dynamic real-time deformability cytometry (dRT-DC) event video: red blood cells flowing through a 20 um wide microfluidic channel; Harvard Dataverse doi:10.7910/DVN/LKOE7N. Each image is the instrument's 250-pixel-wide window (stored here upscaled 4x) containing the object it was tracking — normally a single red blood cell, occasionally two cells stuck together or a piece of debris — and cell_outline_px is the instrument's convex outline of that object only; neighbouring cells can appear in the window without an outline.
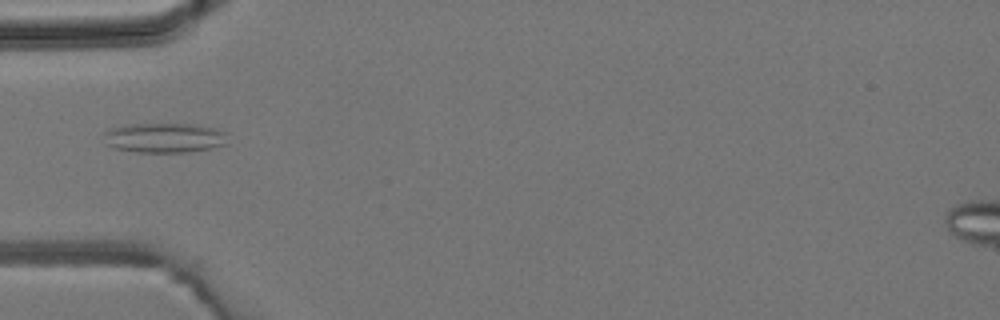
{"species": "common noctule bat (a hibernating species)", "species_latin": "Nyctalus noctula", "temperature_condition": "room temperature", "stored_images_in_passage": 1, "camera_frame_rate_fps": 3000, "um_per_image_px": 0.085, "animal": {"sex": "male", "body_mass_g": 19.2, "forearm_length_mm": 51.8}, "frame": {"image": 1, "passage_image": 1, "time_ms": 0.0, "image_size_px": [1000, 320], "cell_outline_px": [[228, 144], [212, 148], [188, 152], [136, 152], [112, 148], [104, 144], [104, 132], [108, 128], [132, 124], [192, 124], [212, 128], [224, 132]], "centroid_in_image_um": [13.91, 11.72], "position_along_channel_um": 71.1, "area_um2": 21.62}}